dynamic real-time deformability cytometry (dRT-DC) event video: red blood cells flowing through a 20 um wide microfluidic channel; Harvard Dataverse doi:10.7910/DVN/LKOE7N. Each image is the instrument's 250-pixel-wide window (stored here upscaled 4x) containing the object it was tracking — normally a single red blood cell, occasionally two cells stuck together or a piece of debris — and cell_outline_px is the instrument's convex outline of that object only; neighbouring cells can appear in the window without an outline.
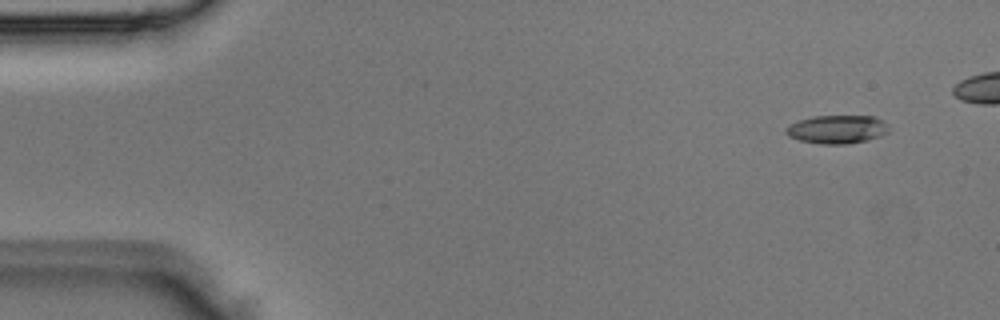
{"species": "Egyptian fruit bat (a non-hibernating species)", "species_latin": "Rousettus aegyptiacus", "temperature_condition": "room temperature", "stored_images_in_passage": 5, "camera_frame_rate_fps": 3000, "um_per_image_px": 0.085, "animal": {"sex": "male"}, "frame": {"image": 1, "passage_image": 1, "time_ms": 0.0, "image_size_px": [1000, 320], "cell_outline_px": [[888, 132], [880, 136], [848, 144], [820, 144], [800, 140], [788, 136], [784, 132], [784, 128], [800, 120], [812, 116], [872, 116], [880, 120], [888, 128]], "centroid_in_image_um": [71.09, 11.0], "position_along_channel_um": 13.9, "area_um2": 16.76}}
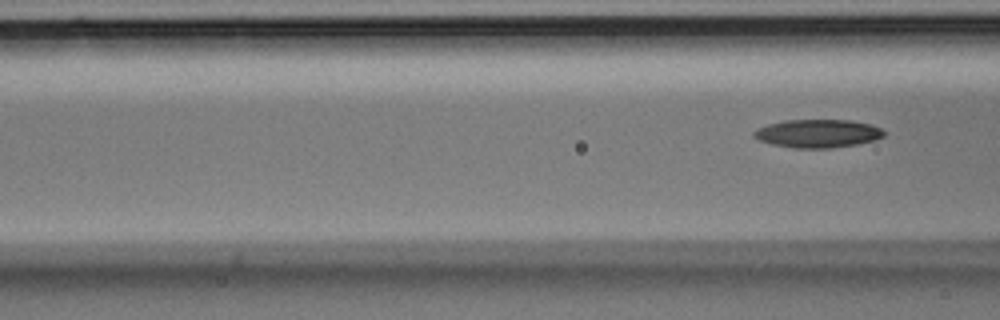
{"frame": {"image": 2, "passage_image": 5, "time_ms": 1.333, "image_size_px": [1000, 320], "cell_outline_px": [[884, 136], [876, 140], [856, 144], [832, 148], [796, 148], [772, 144], [760, 140], [752, 136], [752, 132], [756, 128], [768, 124], [784, 120], [852, 120], [872, 124], [880, 128], [884, 132]], "centroid_in_image_um": [69.5, 11.34], "position_along_channel_um": 97.1, "area_um2": 21.5}}